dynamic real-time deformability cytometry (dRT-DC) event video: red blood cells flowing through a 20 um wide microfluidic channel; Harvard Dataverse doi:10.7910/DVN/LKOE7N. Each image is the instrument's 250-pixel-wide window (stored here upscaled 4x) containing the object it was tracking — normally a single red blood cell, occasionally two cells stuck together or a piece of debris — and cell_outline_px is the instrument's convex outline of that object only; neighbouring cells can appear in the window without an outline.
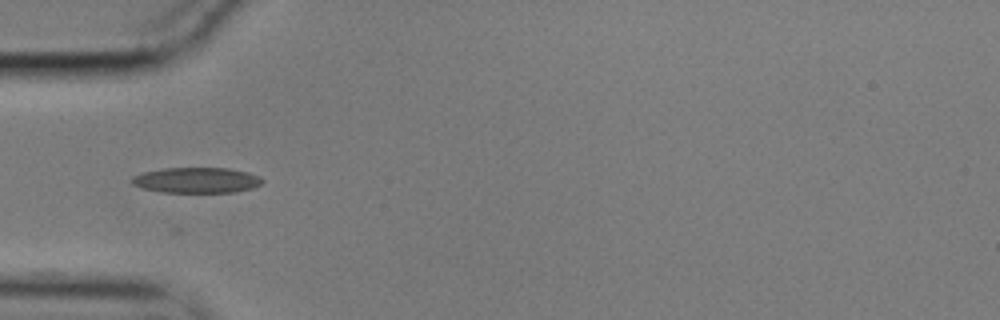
{"species": "common noctule bat (a hibernating species)", "species_latin": "Nyctalus noctula", "temperature_condition": "cold", "stored_images_in_passage": 20, "camera_frame_rate_fps": 3000, "um_per_image_px": 0.085, "animal": {"sex": "male", "body_mass_g": 17.9}, "frame": {"image": 1, "passage_image": 1, "time_ms": 0.0, "image_size_px": [1000, 320], "cell_outline_px": [[264, 180], [260, 184], [252, 188], [236, 192], [160, 192], [144, 188], [132, 184], [132, 176], [144, 172], [164, 168], [228, 168], [248, 172], [260, 176]], "centroid_in_image_um": [16.73, 15.31], "position_along_channel_um": 68.3, "area_um2": 19.36}}
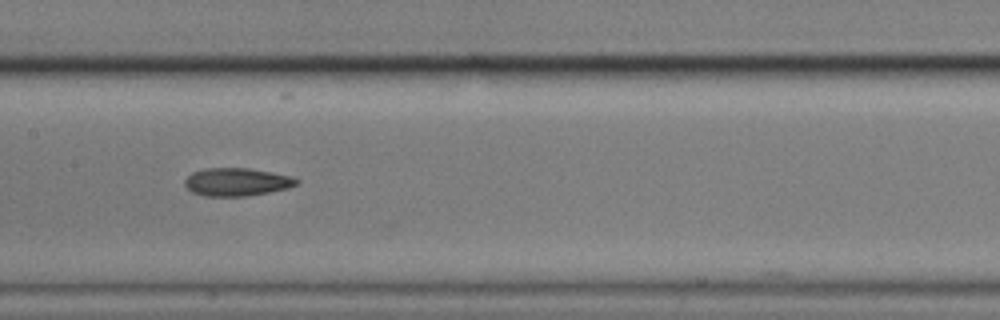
{"frame": {"image": 2, "passage_image": 11, "time_ms": 3.333, "image_size_px": [1000, 320], "cell_outline_px": [[300, 180], [296, 184], [288, 188], [248, 196], [204, 196], [192, 192], [184, 184], [184, 180], [192, 172], [204, 168], [248, 168], [272, 172], [292, 176]], "centroid_in_image_um": [20.12, 15.46], "position_along_channel_um": 187.3, "area_um2": 18.26}}
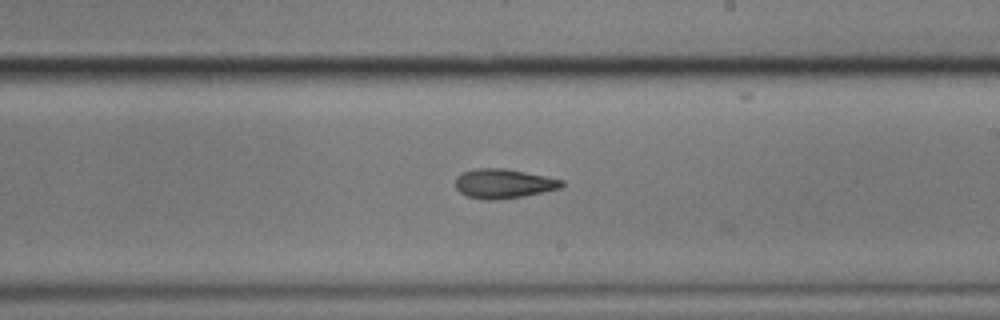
{"frame": {"image": 3, "passage_image": 16, "time_ms": 5.0, "image_size_px": [1000, 320], "cell_outline_px": [[564, 184], [560, 188], [524, 196], [496, 200], [484, 200], [468, 196], [460, 192], [456, 188], [456, 176], [464, 172], [476, 168], [504, 168], [564, 180]], "centroid_in_image_um": [42.79, 15.61], "position_along_channel_um": 246.2, "area_um2": 18.09}}